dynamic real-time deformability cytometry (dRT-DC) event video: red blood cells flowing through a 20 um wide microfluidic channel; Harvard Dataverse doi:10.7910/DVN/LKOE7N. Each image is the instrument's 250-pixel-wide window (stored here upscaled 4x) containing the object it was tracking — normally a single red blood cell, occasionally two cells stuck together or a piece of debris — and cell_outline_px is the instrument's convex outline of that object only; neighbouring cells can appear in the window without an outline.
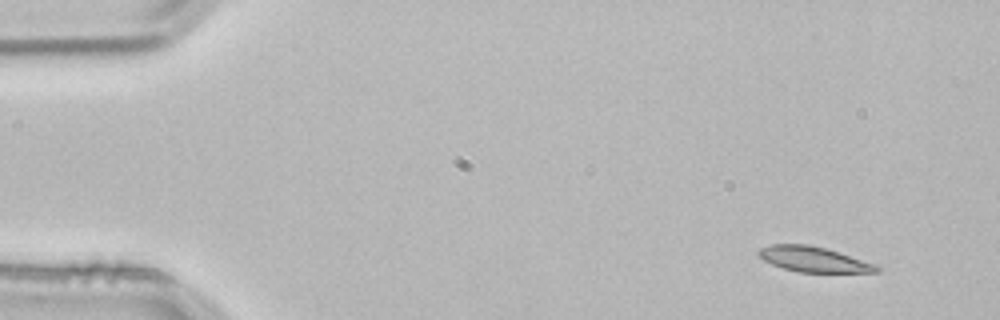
{"species": "common noctule bat (a hibernating species)", "species_latin": "Nyctalus noctula", "temperature_condition": "room temperature", "stored_images_in_passage": 2, "camera_frame_rate_fps": 3000, "um_per_image_px": 0.085, "animal": {"sex": "male", "body_mass_g": 21.5, "forearm_length_mm": 52.0}, "frame": {"image": 1, "passage_image": 1, "time_ms": 0.0, "image_size_px": [1000, 320], "cell_outline_px": [[880, 272], [800, 272], [784, 268], [772, 264], [764, 260], [756, 252], [760, 248], [772, 244], [808, 244], [840, 252], [876, 264], [880, 268]], "centroid_in_image_um": [69.17, 22.03], "position_along_channel_um": 15.8, "area_um2": 17.28}}